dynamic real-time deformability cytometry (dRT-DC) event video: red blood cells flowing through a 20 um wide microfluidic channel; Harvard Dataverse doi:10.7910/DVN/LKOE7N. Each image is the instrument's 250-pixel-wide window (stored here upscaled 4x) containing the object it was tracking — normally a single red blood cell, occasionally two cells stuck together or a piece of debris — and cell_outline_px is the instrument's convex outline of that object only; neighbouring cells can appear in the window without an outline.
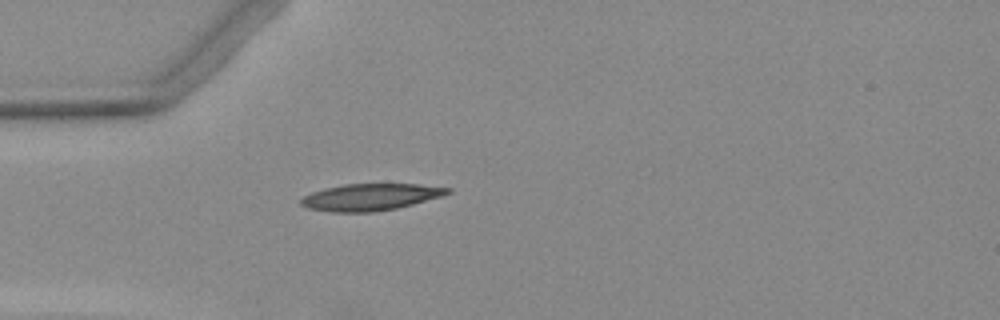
{"species": "Egyptian fruit bat (a non-hibernating species)", "species_latin": "Rousettus aegyptiacus", "temperature_condition": "warm", "stored_images_in_passage": 1, "camera_frame_rate_fps": 3000, "um_per_image_px": 0.085, "animal": {"sex": "female"}, "frame": {"image": 1, "passage_image": 1, "time_ms": 0.0, "image_size_px": [1000, 320], "cell_outline_px": [[452, 192], [440, 196], [412, 204], [396, 208], [372, 212], [328, 212], [308, 208], [300, 204], [300, 200], [304, 196], [312, 192], [324, 188], [344, 184], [416, 184], [452, 188]], "centroid_in_image_um": [31.45, 16.75], "position_along_channel_um": 53.5, "area_um2": 22.77}}